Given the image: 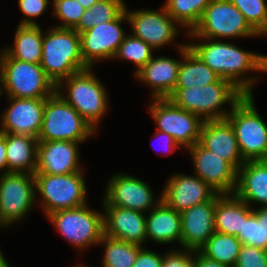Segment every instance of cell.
<instances>
[{
	"label": "cell",
	"mask_w": 267,
	"mask_h": 267,
	"mask_svg": "<svg viewBox=\"0 0 267 267\" xmlns=\"http://www.w3.org/2000/svg\"><path fill=\"white\" fill-rule=\"evenodd\" d=\"M252 95H244L226 119L234 129L242 158L267 160V124L254 107Z\"/></svg>",
	"instance_id": "8992f818"
},
{
	"label": "cell",
	"mask_w": 267,
	"mask_h": 267,
	"mask_svg": "<svg viewBox=\"0 0 267 267\" xmlns=\"http://www.w3.org/2000/svg\"><path fill=\"white\" fill-rule=\"evenodd\" d=\"M47 217L59 233L80 250L99 244L104 236V214L89 209L86 204L58 210Z\"/></svg>",
	"instance_id": "30bf717a"
},
{
	"label": "cell",
	"mask_w": 267,
	"mask_h": 267,
	"mask_svg": "<svg viewBox=\"0 0 267 267\" xmlns=\"http://www.w3.org/2000/svg\"><path fill=\"white\" fill-rule=\"evenodd\" d=\"M13 47L5 52L13 59L40 64L42 55L43 31L39 25H18Z\"/></svg>",
	"instance_id": "f1b7e54d"
},
{
	"label": "cell",
	"mask_w": 267,
	"mask_h": 267,
	"mask_svg": "<svg viewBox=\"0 0 267 267\" xmlns=\"http://www.w3.org/2000/svg\"><path fill=\"white\" fill-rule=\"evenodd\" d=\"M243 96L231 82L220 77L204 87L175 88L168 98L205 121L226 119L230 112L221 111L220 106L230 103L233 107Z\"/></svg>",
	"instance_id": "3957f363"
},
{
	"label": "cell",
	"mask_w": 267,
	"mask_h": 267,
	"mask_svg": "<svg viewBox=\"0 0 267 267\" xmlns=\"http://www.w3.org/2000/svg\"><path fill=\"white\" fill-rule=\"evenodd\" d=\"M49 0H18L20 10L27 17L20 22V25H37L31 18L39 17L47 9Z\"/></svg>",
	"instance_id": "ab89813d"
},
{
	"label": "cell",
	"mask_w": 267,
	"mask_h": 267,
	"mask_svg": "<svg viewBox=\"0 0 267 267\" xmlns=\"http://www.w3.org/2000/svg\"><path fill=\"white\" fill-rule=\"evenodd\" d=\"M164 187L161 200L180 213L192 206L211 201L218 194L196 175H173Z\"/></svg>",
	"instance_id": "e0dca14e"
},
{
	"label": "cell",
	"mask_w": 267,
	"mask_h": 267,
	"mask_svg": "<svg viewBox=\"0 0 267 267\" xmlns=\"http://www.w3.org/2000/svg\"><path fill=\"white\" fill-rule=\"evenodd\" d=\"M125 12L133 28V36L142 39L154 50L174 41L178 35L179 26L176 27L178 24L167 13L164 6L159 12L146 9L129 12L125 6Z\"/></svg>",
	"instance_id": "5bb4252c"
},
{
	"label": "cell",
	"mask_w": 267,
	"mask_h": 267,
	"mask_svg": "<svg viewBox=\"0 0 267 267\" xmlns=\"http://www.w3.org/2000/svg\"><path fill=\"white\" fill-rule=\"evenodd\" d=\"M242 244L266 250L264 219L253 208V212L243 220L242 232L237 237Z\"/></svg>",
	"instance_id": "d590c367"
},
{
	"label": "cell",
	"mask_w": 267,
	"mask_h": 267,
	"mask_svg": "<svg viewBox=\"0 0 267 267\" xmlns=\"http://www.w3.org/2000/svg\"><path fill=\"white\" fill-rule=\"evenodd\" d=\"M194 254L195 258L191 257ZM162 267H196V250L171 251L162 256Z\"/></svg>",
	"instance_id": "f35d334b"
},
{
	"label": "cell",
	"mask_w": 267,
	"mask_h": 267,
	"mask_svg": "<svg viewBox=\"0 0 267 267\" xmlns=\"http://www.w3.org/2000/svg\"><path fill=\"white\" fill-rule=\"evenodd\" d=\"M125 20L128 21V18L124 10L115 20L100 23L80 33L81 54L89 68L97 60L115 57L126 34L121 27V23Z\"/></svg>",
	"instance_id": "4fadbf2b"
},
{
	"label": "cell",
	"mask_w": 267,
	"mask_h": 267,
	"mask_svg": "<svg viewBox=\"0 0 267 267\" xmlns=\"http://www.w3.org/2000/svg\"><path fill=\"white\" fill-rule=\"evenodd\" d=\"M192 154L195 175L220 194H234L238 171L227 161L197 142L188 148Z\"/></svg>",
	"instance_id": "2e32d148"
},
{
	"label": "cell",
	"mask_w": 267,
	"mask_h": 267,
	"mask_svg": "<svg viewBox=\"0 0 267 267\" xmlns=\"http://www.w3.org/2000/svg\"><path fill=\"white\" fill-rule=\"evenodd\" d=\"M180 62L168 57H152L134 75L152 89V98H168L175 90Z\"/></svg>",
	"instance_id": "603a6c76"
},
{
	"label": "cell",
	"mask_w": 267,
	"mask_h": 267,
	"mask_svg": "<svg viewBox=\"0 0 267 267\" xmlns=\"http://www.w3.org/2000/svg\"><path fill=\"white\" fill-rule=\"evenodd\" d=\"M54 11L53 15H56L63 21L62 25H58V28L74 29L84 14L85 8L80 5L77 0H52Z\"/></svg>",
	"instance_id": "8d00e7d4"
},
{
	"label": "cell",
	"mask_w": 267,
	"mask_h": 267,
	"mask_svg": "<svg viewBox=\"0 0 267 267\" xmlns=\"http://www.w3.org/2000/svg\"><path fill=\"white\" fill-rule=\"evenodd\" d=\"M133 267H162V255L142 248Z\"/></svg>",
	"instance_id": "60d3db41"
},
{
	"label": "cell",
	"mask_w": 267,
	"mask_h": 267,
	"mask_svg": "<svg viewBox=\"0 0 267 267\" xmlns=\"http://www.w3.org/2000/svg\"><path fill=\"white\" fill-rule=\"evenodd\" d=\"M150 210L146 217V238L162 244H169L174 240L181 244V213L162 200Z\"/></svg>",
	"instance_id": "d4e9b609"
},
{
	"label": "cell",
	"mask_w": 267,
	"mask_h": 267,
	"mask_svg": "<svg viewBox=\"0 0 267 267\" xmlns=\"http://www.w3.org/2000/svg\"><path fill=\"white\" fill-rule=\"evenodd\" d=\"M73 141H39L35 174L65 175L82 170L78 144Z\"/></svg>",
	"instance_id": "ffe728a7"
},
{
	"label": "cell",
	"mask_w": 267,
	"mask_h": 267,
	"mask_svg": "<svg viewBox=\"0 0 267 267\" xmlns=\"http://www.w3.org/2000/svg\"><path fill=\"white\" fill-rule=\"evenodd\" d=\"M6 133L0 132V171L2 174L7 173V157H6Z\"/></svg>",
	"instance_id": "7bdbcfd3"
},
{
	"label": "cell",
	"mask_w": 267,
	"mask_h": 267,
	"mask_svg": "<svg viewBox=\"0 0 267 267\" xmlns=\"http://www.w3.org/2000/svg\"><path fill=\"white\" fill-rule=\"evenodd\" d=\"M189 33L200 40L254 37L260 35L249 25L230 0H212L205 8L198 25Z\"/></svg>",
	"instance_id": "ba28073f"
},
{
	"label": "cell",
	"mask_w": 267,
	"mask_h": 267,
	"mask_svg": "<svg viewBox=\"0 0 267 267\" xmlns=\"http://www.w3.org/2000/svg\"><path fill=\"white\" fill-rule=\"evenodd\" d=\"M199 143L229 162L237 171L246 162L241 156L234 129L227 119L205 120Z\"/></svg>",
	"instance_id": "44dd1931"
},
{
	"label": "cell",
	"mask_w": 267,
	"mask_h": 267,
	"mask_svg": "<svg viewBox=\"0 0 267 267\" xmlns=\"http://www.w3.org/2000/svg\"><path fill=\"white\" fill-rule=\"evenodd\" d=\"M241 245V241L235 235L216 231L199 251L209 259L228 267H234Z\"/></svg>",
	"instance_id": "f546056e"
},
{
	"label": "cell",
	"mask_w": 267,
	"mask_h": 267,
	"mask_svg": "<svg viewBox=\"0 0 267 267\" xmlns=\"http://www.w3.org/2000/svg\"><path fill=\"white\" fill-rule=\"evenodd\" d=\"M66 81V82H65ZM64 82V83H63ZM67 84V85H66ZM62 85H66L68 95L62 96ZM105 87L94 76L91 68L70 75L56 85V92L97 131V124L108 109Z\"/></svg>",
	"instance_id": "52a82bcc"
},
{
	"label": "cell",
	"mask_w": 267,
	"mask_h": 267,
	"mask_svg": "<svg viewBox=\"0 0 267 267\" xmlns=\"http://www.w3.org/2000/svg\"><path fill=\"white\" fill-rule=\"evenodd\" d=\"M149 111L157 130L171 135L179 146L193 147L200 139L203 120L175 105L169 98H154Z\"/></svg>",
	"instance_id": "8fae6325"
},
{
	"label": "cell",
	"mask_w": 267,
	"mask_h": 267,
	"mask_svg": "<svg viewBox=\"0 0 267 267\" xmlns=\"http://www.w3.org/2000/svg\"><path fill=\"white\" fill-rule=\"evenodd\" d=\"M234 267H267V250L242 244Z\"/></svg>",
	"instance_id": "74e56055"
},
{
	"label": "cell",
	"mask_w": 267,
	"mask_h": 267,
	"mask_svg": "<svg viewBox=\"0 0 267 267\" xmlns=\"http://www.w3.org/2000/svg\"><path fill=\"white\" fill-rule=\"evenodd\" d=\"M153 48L146 44L142 39L132 35H125L123 42L114 58H120L134 62L137 66L134 74L146 65L153 57Z\"/></svg>",
	"instance_id": "836d02e7"
},
{
	"label": "cell",
	"mask_w": 267,
	"mask_h": 267,
	"mask_svg": "<svg viewBox=\"0 0 267 267\" xmlns=\"http://www.w3.org/2000/svg\"><path fill=\"white\" fill-rule=\"evenodd\" d=\"M234 194L248 205L267 206V160H248L238 169Z\"/></svg>",
	"instance_id": "cb8c5ba5"
},
{
	"label": "cell",
	"mask_w": 267,
	"mask_h": 267,
	"mask_svg": "<svg viewBox=\"0 0 267 267\" xmlns=\"http://www.w3.org/2000/svg\"><path fill=\"white\" fill-rule=\"evenodd\" d=\"M104 198L103 205H112L140 212L150 208L153 209L161 201V196L158 201L157 199L154 200L155 197L148 184L124 173L112 176Z\"/></svg>",
	"instance_id": "9a60e30c"
},
{
	"label": "cell",
	"mask_w": 267,
	"mask_h": 267,
	"mask_svg": "<svg viewBox=\"0 0 267 267\" xmlns=\"http://www.w3.org/2000/svg\"><path fill=\"white\" fill-rule=\"evenodd\" d=\"M196 267H228L219 262L204 256L199 250H196Z\"/></svg>",
	"instance_id": "b9f144b4"
},
{
	"label": "cell",
	"mask_w": 267,
	"mask_h": 267,
	"mask_svg": "<svg viewBox=\"0 0 267 267\" xmlns=\"http://www.w3.org/2000/svg\"><path fill=\"white\" fill-rule=\"evenodd\" d=\"M154 137H156V138H158V137L163 138L164 137L162 140H165L166 141V143H164V144H166L165 148H166V151H168V152H169V150H170V152L171 151L173 152V151L176 150V148L180 147L177 144V142L175 141V139L171 135H169V134H167L165 132H162V131L157 130Z\"/></svg>",
	"instance_id": "ee69618b"
},
{
	"label": "cell",
	"mask_w": 267,
	"mask_h": 267,
	"mask_svg": "<svg viewBox=\"0 0 267 267\" xmlns=\"http://www.w3.org/2000/svg\"><path fill=\"white\" fill-rule=\"evenodd\" d=\"M4 111L0 132L30 135L38 139L41 130L46 98H12Z\"/></svg>",
	"instance_id": "ac0fdd59"
},
{
	"label": "cell",
	"mask_w": 267,
	"mask_h": 267,
	"mask_svg": "<svg viewBox=\"0 0 267 267\" xmlns=\"http://www.w3.org/2000/svg\"><path fill=\"white\" fill-rule=\"evenodd\" d=\"M249 25L260 35H267V5L265 0H230Z\"/></svg>",
	"instance_id": "e575fe53"
},
{
	"label": "cell",
	"mask_w": 267,
	"mask_h": 267,
	"mask_svg": "<svg viewBox=\"0 0 267 267\" xmlns=\"http://www.w3.org/2000/svg\"><path fill=\"white\" fill-rule=\"evenodd\" d=\"M216 196L208 202L181 212V245L184 249L199 250L216 232Z\"/></svg>",
	"instance_id": "d6986e66"
},
{
	"label": "cell",
	"mask_w": 267,
	"mask_h": 267,
	"mask_svg": "<svg viewBox=\"0 0 267 267\" xmlns=\"http://www.w3.org/2000/svg\"><path fill=\"white\" fill-rule=\"evenodd\" d=\"M212 0H167L164 7L171 18L188 32L198 25L206 6Z\"/></svg>",
	"instance_id": "1f68e13d"
},
{
	"label": "cell",
	"mask_w": 267,
	"mask_h": 267,
	"mask_svg": "<svg viewBox=\"0 0 267 267\" xmlns=\"http://www.w3.org/2000/svg\"><path fill=\"white\" fill-rule=\"evenodd\" d=\"M253 209L250 205L238 198L235 194L216 195L215 230L217 232L238 237L242 232L243 220Z\"/></svg>",
	"instance_id": "4316f807"
},
{
	"label": "cell",
	"mask_w": 267,
	"mask_h": 267,
	"mask_svg": "<svg viewBox=\"0 0 267 267\" xmlns=\"http://www.w3.org/2000/svg\"><path fill=\"white\" fill-rule=\"evenodd\" d=\"M3 93V90H2V88H1V85H0V95Z\"/></svg>",
	"instance_id": "c3c4849f"
},
{
	"label": "cell",
	"mask_w": 267,
	"mask_h": 267,
	"mask_svg": "<svg viewBox=\"0 0 267 267\" xmlns=\"http://www.w3.org/2000/svg\"><path fill=\"white\" fill-rule=\"evenodd\" d=\"M104 235L142 246L146 241V217L143 212L104 205Z\"/></svg>",
	"instance_id": "7402d4cb"
},
{
	"label": "cell",
	"mask_w": 267,
	"mask_h": 267,
	"mask_svg": "<svg viewBox=\"0 0 267 267\" xmlns=\"http://www.w3.org/2000/svg\"><path fill=\"white\" fill-rule=\"evenodd\" d=\"M95 129L57 92L46 98L38 141L83 142Z\"/></svg>",
	"instance_id": "5b68a950"
},
{
	"label": "cell",
	"mask_w": 267,
	"mask_h": 267,
	"mask_svg": "<svg viewBox=\"0 0 267 267\" xmlns=\"http://www.w3.org/2000/svg\"><path fill=\"white\" fill-rule=\"evenodd\" d=\"M254 211L264 219L265 241L267 250V206H262L261 208H258Z\"/></svg>",
	"instance_id": "f6af8a7d"
},
{
	"label": "cell",
	"mask_w": 267,
	"mask_h": 267,
	"mask_svg": "<svg viewBox=\"0 0 267 267\" xmlns=\"http://www.w3.org/2000/svg\"><path fill=\"white\" fill-rule=\"evenodd\" d=\"M0 267H10L9 263L7 260L4 258L1 250H0Z\"/></svg>",
	"instance_id": "7dc6e473"
},
{
	"label": "cell",
	"mask_w": 267,
	"mask_h": 267,
	"mask_svg": "<svg viewBox=\"0 0 267 267\" xmlns=\"http://www.w3.org/2000/svg\"><path fill=\"white\" fill-rule=\"evenodd\" d=\"M83 171L65 175L34 174L35 190L42 196L45 214L81 207L86 203Z\"/></svg>",
	"instance_id": "9c48e42d"
},
{
	"label": "cell",
	"mask_w": 267,
	"mask_h": 267,
	"mask_svg": "<svg viewBox=\"0 0 267 267\" xmlns=\"http://www.w3.org/2000/svg\"><path fill=\"white\" fill-rule=\"evenodd\" d=\"M207 42L188 44L189 48L222 79L231 82L244 95H252L255 77H246L247 71L267 72V55L242 50L235 45L205 39Z\"/></svg>",
	"instance_id": "6da1fadb"
},
{
	"label": "cell",
	"mask_w": 267,
	"mask_h": 267,
	"mask_svg": "<svg viewBox=\"0 0 267 267\" xmlns=\"http://www.w3.org/2000/svg\"><path fill=\"white\" fill-rule=\"evenodd\" d=\"M43 34L40 65L57 85L70 75L89 68L81 54L80 34L74 29L52 27Z\"/></svg>",
	"instance_id": "7a4b0ae2"
},
{
	"label": "cell",
	"mask_w": 267,
	"mask_h": 267,
	"mask_svg": "<svg viewBox=\"0 0 267 267\" xmlns=\"http://www.w3.org/2000/svg\"><path fill=\"white\" fill-rule=\"evenodd\" d=\"M99 0H77V2L82 5L85 9H89Z\"/></svg>",
	"instance_id": "bcb514c9"
},
{
	"label": "cell",
	"mask_w": 267,
	"mask_h": 267,
	"mask_svg": "<svg viewBox=\"0 0 267 267\" xmlns=\"http://www.w3.org/2000/svg\"><path fill=\"white\" fill-rule=\"evenodd\" d=\"M105 244L103 267H133L142 246L104 235L99 244Z\"/></svg>",
	"instance_id": "4dcf8cb0"
},
{
	"label": "cell",
	"mask_w": 267,
	"mask_h": 267,
	"mask_svg": "<svg viewBox=\"0 0 267 267\" xmlns=\"http://www.w3.org/2000/svg\"><path fill=\"white\" fill-rule=\"evenodd\" d=\"M35 178L29 173L9 172L0 176V226L26 216L36 200Z\"/></svg>",
	"instance_id": "7c38bea8"
},
{
	"label": "cell",
	"mask_w": 267,
	"mask_h": 267,
	"mask_svg": "<svg viewBox=\"0 0 267 267\" xmlns=\"http://www.w3.org/2000/svg\"><path fill=\"white\" fill-rule=\"evenodd\" d=\"M125 10L123 0H99L89 9H85L79 24L74 28L79 34L97 26L115 20Z\"/></svg>",
	"instance_id": "d6a6232c"
},
{
	"label": "cell",
	"mask_w": 267,
	"mask_h": 267,
	"mask_svg": "<svg viewBox=\"0 0 267 267\" xmlns=\"http://www.w3.org/2000/svg\"><path fill=\"white\" fill-rule=\"evenodd\" d=\"M38 139L30 135L6 133L7 173H29L37 168Z\"/></svg>",
	"instance_id": "484cf974"
},
{
	"label": "cell",
	"mask_w": 267,
	"mask_h": 267,
	"mask_svg": "<svg viewBox=\"0 0 267 267\" xmlns=\"http://www.w3.org/2000/svg\"><path fill=\"white\" fill-rule=\"evenodd\" d=\"M0 84L8 97L47 98L56 92V85L40 64L11 58L5 51L0 55Z\"/></svg>",
	"instance_id": "277c9868"
},
{
	"label": "cell",
	"mask_w": 267,
	"mask_h": 267,
	"mask_svg": "<svg viewBox=\"0 0 267 267\" xmlns=\"http://www.w3.org/2000/svg\"><path fill=\"white\" fill-rule=\"evenodd\" d=\"M182 55L175 88L204 87L216 82L220 76L206 65L190 48L179 45Z\"/></svg>",
	"instance_id": "83f0119b"
}]
</instances>
